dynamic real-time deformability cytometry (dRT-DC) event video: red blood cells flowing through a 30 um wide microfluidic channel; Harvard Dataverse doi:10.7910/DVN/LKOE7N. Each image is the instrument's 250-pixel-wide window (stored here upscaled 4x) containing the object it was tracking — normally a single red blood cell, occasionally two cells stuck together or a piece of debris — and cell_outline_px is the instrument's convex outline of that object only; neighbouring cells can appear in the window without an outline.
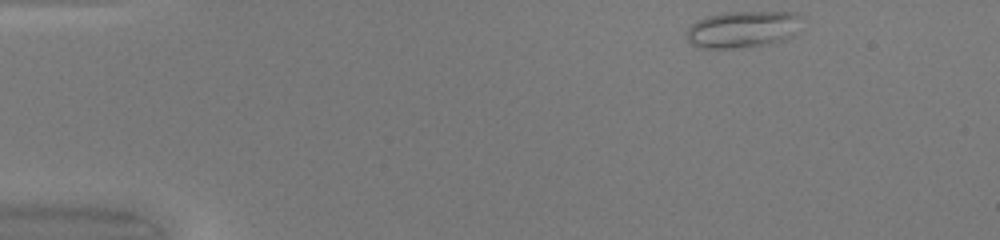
{"species": "common noctule bat (a hibernating species)", "species_latin": "Nyctalus noctula", "temperature_condition": "warm", "stored_images_in_passage": 43, "camera_frame_rate_fps": 3000, "um_per_image_px": 0.085, "animal": {"sex": "female", "body_mass_g": 20.0, "forearm_length_mm": 54.0}, "frame": {"image": 1, "passage_image": 1, "time_ms": 0.0, "image_size_px": [1000, 240], "cell_outline_px": [[800, 16], [792, 36], [784, 40], [772, 44], [748, 48], [700, 48], [692, 44], [688, 40], [688, 28], [696, 20], [708, 16], [724, 12], [796, 12]], "centroid_in_image_um": [63.1, 2.51], "position_along_channel_um": 21.9, "area_um2": 24.62}}
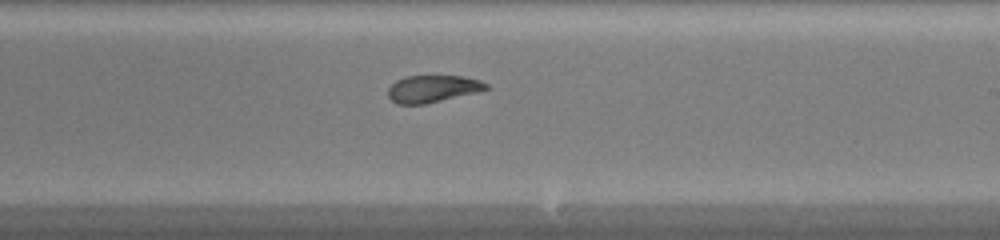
{"frame": {"image": 2, "passage_image": 24, "time_ms": 7.667, "image_size_px": [1000, 240], "cell_outline_px": [[488, 88], [476, 92], [424, 104], [396, 104], [388, 96], [388, 88], [396, 80], [404, 76], [464, 76], [480, 80], [488, 84]], "centroid_in_image_um": [36.74, 7.53], "position_along_channel_um": 252.3, "area_um2": 15.37}}
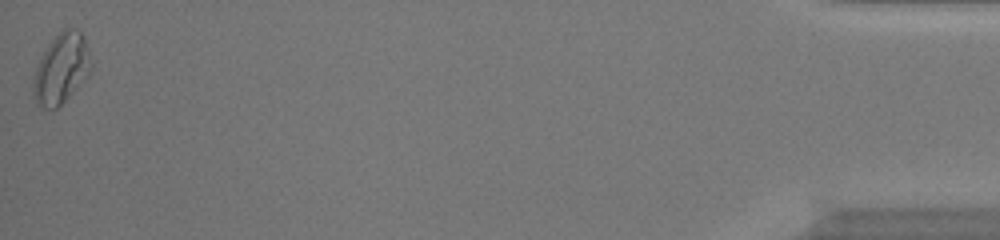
{"frame": {"image": 3, "passage_image": 43, "time_ms": 14.0, "image_size_px": [1000, 240], "cell_outline_px": [[92, 68], [88, 76], [56, 108], [44, 108], [32, 96], [32, 80], [36, 68], [48, 44], [64, 28], [76, 28], [84, 36]], "centroid_in_image_um": [5.2, 5.82], "position_along_channel_um": 430.0, "area_um2": 23.12}, "authors_computed_cell_mechanics": {"area_um2": 17.8602, "velocity_mm_per_s": 4.2636, "shape_relaxation_time_tau1_ms": null, "shape_relaxation_time_tau2_ms": 1.7049, "deformation_change_tau1": null, "deformation_change_tau2": 0.0854}}